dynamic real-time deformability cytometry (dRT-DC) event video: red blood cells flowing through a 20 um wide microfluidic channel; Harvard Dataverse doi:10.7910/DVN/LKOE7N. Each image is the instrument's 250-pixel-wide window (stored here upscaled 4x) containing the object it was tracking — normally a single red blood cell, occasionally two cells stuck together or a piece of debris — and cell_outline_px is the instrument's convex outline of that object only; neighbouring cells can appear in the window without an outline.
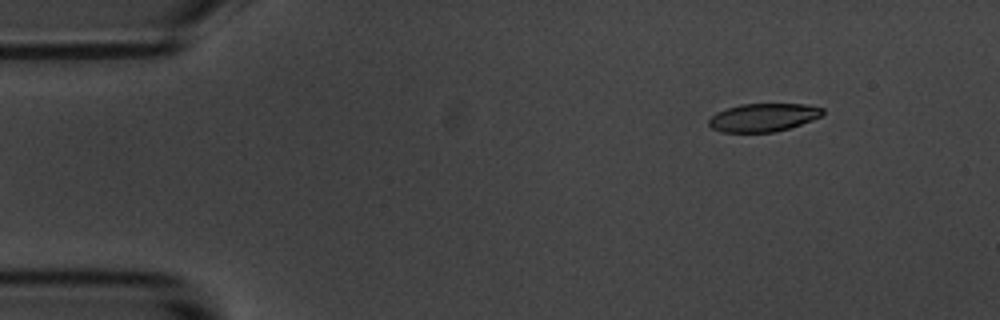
{"species": "common noctule bat (a hibernating species)", "species_latin": "Nyctalus noctula", "temperature_condition": "room temperature", "stored_images_in_passage": 4, "camera_frame_rate_fps": 3000, "um_per_image_px": 0.085, "animal": {"sex": "male", "body_mass_g": 20.1, "forearm_length_mm": 53.5}, "frame": {"image": 1, "passage_image": 2, "time_ms": 1.333, "image_size_px": [1000, 320], "cell_outline_px": [[824, 116], [788, 128], [772, 132], [724, 132], [712, 128], [708, 124], [708, 120], [716, 112], [740, 104], [804, 104], [824, 108]], "centroid_in_image_um": [64.9, 9.98], "position_along_channel_um": 20.1, "area_um2": 18.61}}
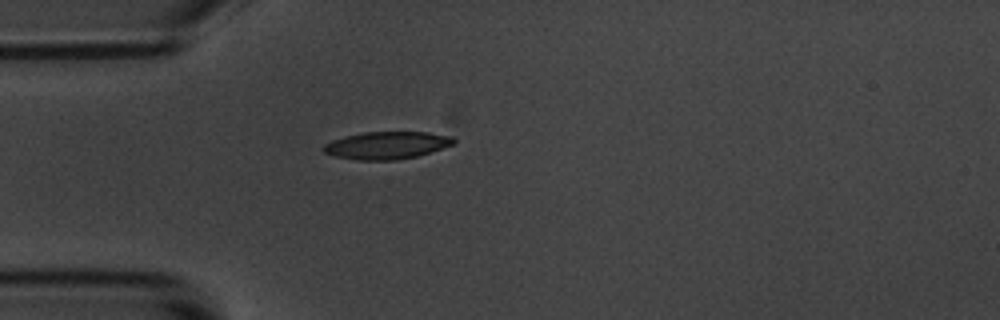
{"frame": {"image": 2, "passage_image": 4, "time_ms": 4.333, "image_size_px": [1000, 320], "cell_outline_px": [[456, 144], [416, 156], [396, 160], [356, 160], [336, 156], [324, 152], [320, 148], [324, 144], [332, 140], [364, 132], [428, 132], [452, 136], [456, 140]], "centroid_in_image_um": [32.89, 12.35], "position_along_channel_um": 52.1, "area_um2": 20.81}}